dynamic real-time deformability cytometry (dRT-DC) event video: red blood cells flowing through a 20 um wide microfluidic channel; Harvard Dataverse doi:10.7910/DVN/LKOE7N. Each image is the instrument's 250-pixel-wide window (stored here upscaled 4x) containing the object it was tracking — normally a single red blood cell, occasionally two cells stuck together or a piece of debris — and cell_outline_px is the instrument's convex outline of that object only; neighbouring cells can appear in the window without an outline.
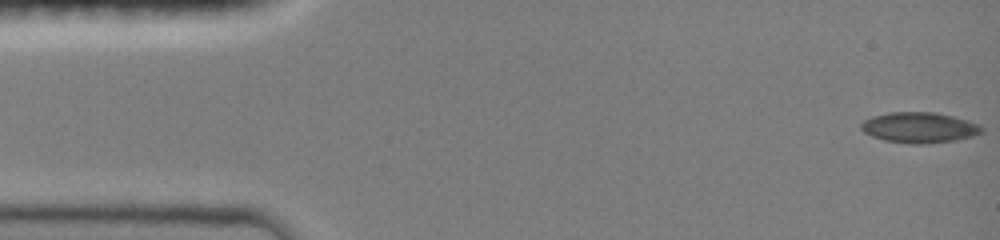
{"species": "common noctule bat (a hibernating species)", "species_latin": "Nyctalus noctula", "temperature_condition": "room temperature", "stored_images_in_passage": 48, "camera_frame_rate_fps": 3000, "um_per_image_px": 0.085, "animal": {"sex": "female", "body_mass_g": 19.0, "forearm_length_mm": 51.5}, "frame": {"image": 1, "passage_image": 1, "time_ms": 0.0, "image_size_px": [1000, 240], "cell_outline_px": [[984, 128], [980, 132], [972, 136], [952, 140], [924, 144], [908, 144], [884, 140], [872, 136], [864, 132], [860, 128], [860, 124], [864, 120], [872, 116], [888, 112], [936, 112], [968, 120], [980, 124]], "centroid_in_image_um": [78.11, 10.83], "position_along_channel_um": 6.9, "area_um2": 21.5}}
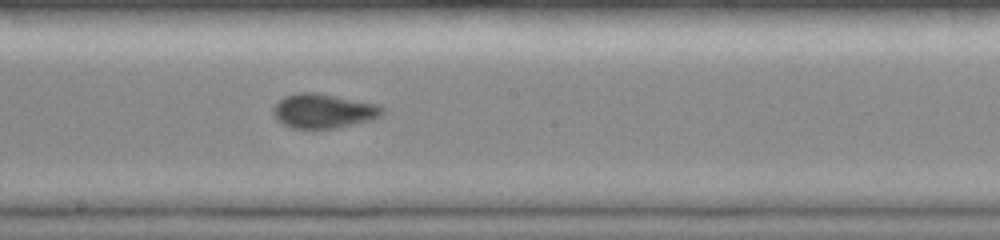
{"frame": {"image": 2, "passage_image": 26, "time_ms": 8.333, "image_size_px": [1000, 240], "cell_outline_px": [[384, 112], [380, 116], [372, 120], [336, 128], [292, 128], [276, 120], [272, 112], [272, 108], [284, 96], [300, 92], [316, 92], [376, 104], [384, 108]], "centroid_in_image_um": [27.47, 9.43], "position_along_channel_um": 220.7, "area_um2": 21.79}}
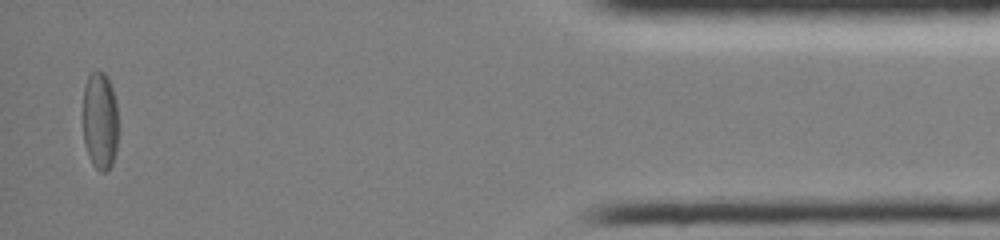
{"frame": {"image": 3, "passage_image": 46, "time_ms": 15.0, "image_size_px": [1000, 240], "cell_outline_px": [[116, 152], [112, 164], [104, 172], [100, 172], [92, 164], [88, 156], [84, 144], [80, 116], [84, 84], [88, 76], [92, 72], [104, 72], [108, 76], [116, 100]], "centroid_in_image_um": [8.43, 10.24], "position_along_channel_um": 426.8, "area_um2": 20.87}, "authors_computed_cell_mechanics": {"area_um2": 20.808, "velocity_mm_per_s": 4.0282, "shape_relaxation_time_tau1_ms": 9.4741, "shape_relaxation_time_tau2_ms": 2.8584, "deformation_change_tau1": 0.1946, "deformation_change_tau2": 0.0544}}